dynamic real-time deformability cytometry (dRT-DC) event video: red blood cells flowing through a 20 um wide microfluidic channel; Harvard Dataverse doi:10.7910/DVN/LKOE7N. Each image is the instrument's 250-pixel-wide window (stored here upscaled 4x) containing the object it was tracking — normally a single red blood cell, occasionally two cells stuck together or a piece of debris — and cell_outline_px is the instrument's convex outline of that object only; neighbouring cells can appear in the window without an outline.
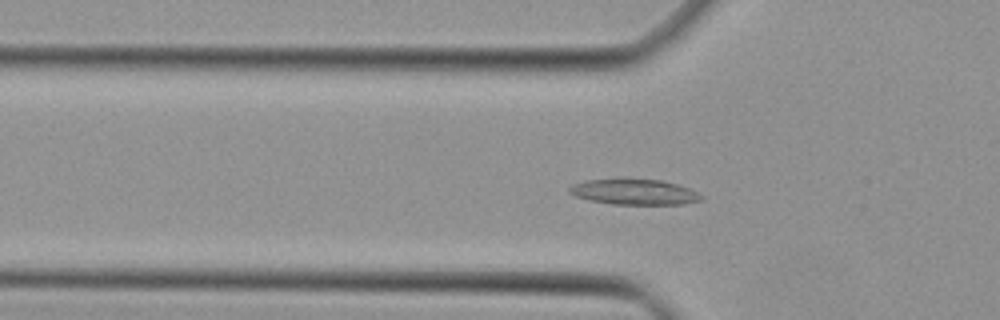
{"species": "Egyptian fruit bat (a non-hibernating species)", "species_latin": "Rousettus aegyptiacus", "temperature_condition": "cold", "stored_images_in_passage": 37, "camera_frame_rate_fps": 3000, "um_per_image_px": 0.085, "animal": {"sex": "female"}, "frame": {"image": 1, "passage_image": 8, "time_ms": 2.333, "image_size_px": [1000, 320], "cell_outline_px": [[704, 196], [700, 200], [684, 204], [612, 204], [588, 200], [576, 196], [568, 192], [568, 188], [572, 184], [588, 180], [620, 176], [628, 176], [660, 180], [676, 184], [688, 188]], "centroid_in_image_um": [53.85, 16.27], "position_along_channel_um": 72.0, "area_um2": 20.35}}
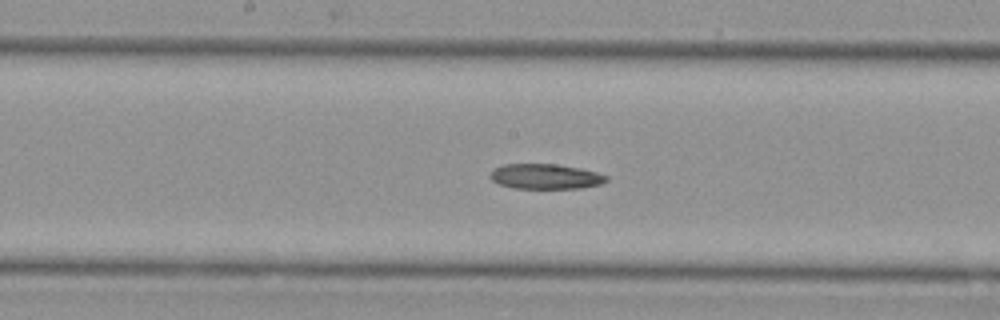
{"frame": {"image": 2, "passage_image": 17, "time_ms": 5.333, "image_size_px": [1000, 320], "cell_outline_px": [[608, 180], [600, 184], [580, 188], [512, 188], [500, 184], [492, 180], [488, 176], [496, 168], [504, 164], [556, 164], [584, 168], [608, 176]], "centroid_in_image_um": [46.39, 14.99], "position_along_channel_um": 201.8, "area_um2": 16.99}}
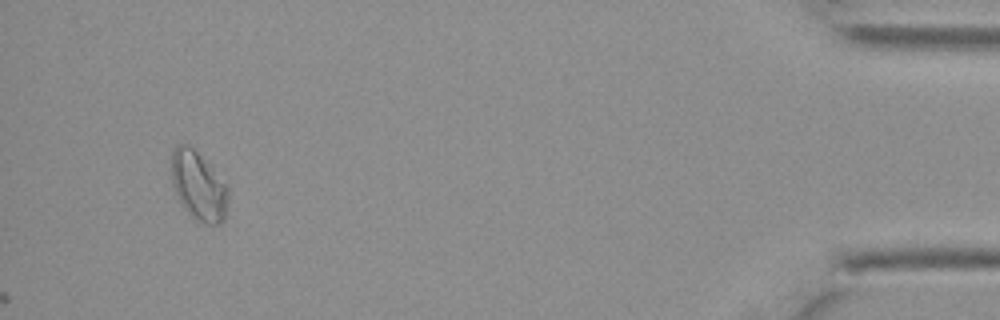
{"frame": {"image": 3, "passage_image": 37, "time_ms": 12.0, "image_size_px": [1000, 320], "cell_outline_px": [[228, 200], [224, 220], [220, 224], [204, 224], [196, 220], [184, 208], [172, 184], [172, 152], [176, 144], [188, 144], [212, 164], [228, 188]], "centroid_in_image_um": [16.9, 15.78], "position_along_channel_um": 418.3, "area_um2": 22.95}}